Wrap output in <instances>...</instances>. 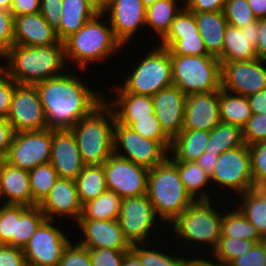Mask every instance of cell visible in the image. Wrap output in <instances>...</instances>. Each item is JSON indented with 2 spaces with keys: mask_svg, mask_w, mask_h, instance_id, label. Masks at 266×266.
Returning a JSON list of instances; mask_svg holds the SVG:
<instances>
[{
  "mask_svg": "<svg viewBox=\"0 0 266 266\" xmlns=\"http://www.w3.org/2000/svg\"><path fill=\"white\" fill-rule=\"evenodd\" d=\"M113 141L117 156L147 169L161 164L169 155V151L159 141L145 138L117 122L114 125Z\"/></svg>",
  "mask_w": 266,
  "mask_h": 266,
  "instance_id": "30bf717a",
  "label": "cell"
},
{
  "mask_svg": "<svg viewBox=\"0 0 266 266\" xmlns=\"http://www.w3.org/2000/svg\"><path fill=\"white\" fill-rule=\"evenodd\" d=\"M52 129L15 132L4 159L11 166L27 171L50 162Z\"/></svg>",
  "mask_w": 266,
  "mask_h": 266,
  "instance_id": "8fae6325",
  "label": "cell"
},
{
  "mask_svg": "<svg viewBox=\"0 0 266 266\" xmlns=\"http://www.w3.org/2000/svg\"><path fill=\"white\" fill-rule=\"evenodd\" d=\"M116 122L132 128L139 135L159 141L170 151L172 140L164 133L155 114L143 118H115Z\"/></svg>",
  "mask_w": 266,
  "mask_h": 266,
  "instance_id": "60d3db41",
  "label": "cell"
},
{
  "mask_svg": "<svg viewBox=\"0 0 266 266\" xmlns=\"http://www.w3.org/2000/svg\"><path fill=\"white\" fill-rule=\"evenodd\" d=\"M41 0H12L10 12L16 16L35 14L40 11Z\"/></svg>",
  "mask_w": 266,
  "mask_h": 266,
  "instance_id": "680465c9",
  "label": "cell"
},
{
  "mask_svg": "<svg viewBox=\"0 0 266 266\" xmlns=\"http://www.w3.org/2000/svg\"><path fill=\"white\" fill-rule=\"evenodd\" d=\"M115 122L113 110L104 101L69 128L85 165H103L114 153Z\"/></svg>",
  "mask_w": 266,
  "mask_h": 266,
  "instance_id": "277c9868",
  "label": "cell"
},
{
  "mask_svg": "<svg viewBox=\"0 0 266 266\" xmlns=\"http://www.w3.org/2000/svg\"><path fill=\"white\" fill-rule=\"evenodd\" d=\"M260 187L266 192V181Z\"/></svg>",
  "mask_w": 266,
  "mask_h": 266,
  "instance_id": "8c879c8a",
  "label": "cell"
},
{
  "mask_svg": "<svg viewBox=\"0 0 266 266\" xmlns=\"http://www.w3.org/2000/svg\"><path fill=\"white\" fill-rule=\"evenodd\" d=\"M45 215L38 206L16 205L15 236H12V247L24 249L30 237L45 220Z\"/></svg>",
  "mask_w": 266,
  "mask_h": 266,
  "instance_id": "e575fe53",
  "label": "cell"
},
{
  "mask_svg": "<svg viewBox=\"0 0 266 266\" xmlns=\"http://www.w3.org/2000/svg\"><path fill=\"white\" fill-rule=\"evenodd\" d=\"M149 246L147 243H138L131 246V251L139 258L143 266H185L186 257H184V252L181 253L183 256L175 255L161 247L156 250L155 248L158 245L155 247L151 245V248H148ZM160 249L163 251H159Z\"/></svg>",
  "mask_w": 266,
  "mask_h": 266,
  "instance_id": "b9f144b4",
  "label": "cell"
},
{
  "mask_svg": "<svg viewBox=\"0 0 266 266\" xmlns=\"http://www.w3.org/2000/svg\"><path fill=\"white\" fill-rule=\"evenodd\" d=\"M209 140V131L182 130L172 140L168 158L171 161H196L203 153Z\"/></svg>",
  "mask_w": 266,
  "mask_h": 266,
  "instance_id": "83f0119b",
  "label": "cell"
},
{
  "mask_svg": "<svg viewBox=\"0 0 266 266\" xmlns=\"http://www.w3.org/2000/svg\"><path fill=\"white\" fill-rule=\"evenodd\" d=\"M195 33H199L195 15L184 5L176 14L166 35H189Z\"/></svg>",
  "mask_w": 266,
  "mask_h": 266,
  "instance_id": "681fc988",
  "label": "cell"
},
{
  "mask_svg": "<svg viewBox=\"0 0 266 266\" xmlns=\"http://www.w3.org/2000/svg\"><path fill=\"white\" fill-rule=\"evenodd\" d=\"M104 14H107L113 33L123 46L132 41L140 28L146 27V7L141 0H110Z\"/></svg>",
  "mask_w": 266,
  "mask_h": 266,
  "instance_id": "e0dca14e",
  "label": "cell"
},
{
  "mask_svg": "<svg viewBox=\"0 0 266 266\" xmlns=\"http://www.w3.org/2000/svg\"><path fill=\"white\" fill-rule=\"evenodd\" d=\"M158 0L146 8V28H152L161 40L170 30L176 14L184 6L183 0Z\"/></svg>",
  "mask_w": 266,
  "mask_h": 266,
  "instance_id": "836d02e7",
  "label": "cell"
},
{
  "mask_svg": "<svg viewBox=\"0 0 266 266\" xmlns=\"http://www.w3.org/2000/svg\"><path fill=\"white\" fill-rule=\"evenodd\" d=\"M158 219L160 218L147 195L122 199L118 222L124 237L131 245L147 242L149 244L152 238L150 236L153 235L151 232L155 230L157 223L164 224L162 221L157 222Z\"/></svg>",
  "mask_w": 266,
  "mask_h": 266,
  "instance_id": "4fadbf2b",
  "label": "cell"
},
{
  "mask_svg": "<svg viewBox=\"0 0 266 266\" xmlns=\"http://www.w3.org/2000/svg\"><path fill=\"white\" fill-rule=\"evenodd\" d=\"M59 178L75 180L83 170L75 136L70 129H52V148L49 162Z\"/></svg>",
  "mask_w": 266,
  "mask_h": 266,
  "instance_id": "44dd1931",
  "label": "cell"
},
{
  "mask_svg": "<svg viewBox=\"0 0 266 266\" xmlns=\"http://www.w3.org/2000/svg\"><path fill=\"white\" fill-rule=\"evenodd\" d=\"M16 205L3 204L0 213V245L12 246V236H15Z\"/></svg>",
  "mask_w": 266,
  "mask_h": 266,
  "instance_id": "c3c4849f",
  "label": "cell"
},
{
  "mask_svg": "<svg viewBox=\"0 0 266 266\" xmlns=\"http://www.w3.org/2000/svg\"><path fill=\"white\" fill-rule=\"evenodd\" d=\"M172 85L187 96L221 89V62L212 55H170Z\"/></svg>",
  "mask_w": 266,
  "mask_h": 266,
  "instance_id": "52a82bcc",
  "label": "cell"
},
{
  "mask_svg": "<svg viewBox=\"0 0 266 266\" xmlns=\"http://www.w3.org/2000/svg\"><path fill=\"white\" fill-rule=\"evenodd\" d=\"M141 1H142V4L147 8L151 5H153L158 0H141Z\"/></svg>",
  "mask_w": 266,
  "mask_h": 266,
  "instance_id": "2644e50d",
  "label": "cell"
},
{
  "mask_svg": "<svg viewBox=\"0 0 266 266\" xmlns=\"http://www.w3.org/2000/svg\"><path fill=\"white\" fill-rule=\"evenodd\" d=\"M58 266H92L89 249L70 241L65 247Z\"/></svg>",
  "mask_w": 266,
  "mask_h": 266,
  "instance_id": "7dc6e473",
  "label": "cell"
},
{
  "mask_svg": "<svg viewBox=\"0 0 266 266\" xmlns=\"http://www.w3.org/2000/svg\"><path fill=\"white\" fill-rule=\"evenodd\" d=\"M242 138L248 146L266 142V114H252L242 128Z\"/></svg>",
  "mask_w": 266,
  "mask_h": 266,
  "instance_id": "bcb514c9",
  "label": "cell"
},
{
  "mask_svg": "<svg viewBox=\"0 0 266 266\" xmlns=\"http://www.w3.org/2000/svg\"><path fill=\"white\" fill-rule=\"evenodd\" d=\"M144 55L119 87L127 93L152 97L158 91L172 86L170 52L157 45Z\"/></svg>",
  "mask_w": 266,
  "mask_h": 266,
  "instance_id": "ba28073f",
  "label": "cell"
},
{
  "mask_svg": "<svg viewBox=\"0 0 266 266\" xmlns=\"http://www.w3.org/2000/svg\"><path fill=\"white\" fill-rule=\"evenodd\" d=\"M217 204L219 208L223 207V215H222V227H221V237H230L236 239H245V240H253L258 242L263 241V237L257 231L255 226L245 218V216L239 211V209L235 206ZM233 208H229V207ZM231 209V210H230Z\"/></svg>",
  "mask_w": 266,
  "mask_h": 266,
  "instance_id": "1f68e13d",
  "label": "cell"
},
{
  "mask_svg": "<svg viewBox=\"0 0 266 266\" xmlns=\"http://www.w3.org/2000/svg\"><path fill=\"white\" fill-rule=\"evenodd\" d=\"M146 195L156 215L163 223L167 222L166 225L194 201L183 186L177 166L168 157L149 169Z\"/></svg>",
  "mask_w": 266,
  "mask_h": 266,
  "instance_id": "8992f818",
  "label": "cell"
},
{
  "mask_svg": "<svg viewBox=\"0 0 266 266\" xmlns=\"http://www.w3.org/2000/svg\"><path fill=\"white\" fill-rule=\"evenodd\" d=\"M258 42L255 47L257 58L266 62V19L258 20Z\"/></svg>",
  "mask_w": 266,
  "mask_h": 266,
  "instance_id": "6125c7cd",
  "label": "cell"
},
{
  "mask_svg": "<svg viewBox=\"0 0 266 266\" xmlns=\"http://www.w3.org/2000/svg\"><path fill=\"white\" fill-rule=\"evenodd\" d=\"M228 266H266L264 241L256 243L252 249L235 258Z\"/></svg>",
  "mask_w": 266,
  "mask_h": 266,
  "instance_id": "816d5d0a",
  "label": "cell"
},
{
  "mask_svg": "<svg viewBox=\"0 0 266 266\" xmlns=\"http://www.w3.org/2000/svg\"><path fill=\"white\" fill-rule=\"evenodd\" d=\"M198 32L203 38L207 53L222 62V45L227 20L223 11L194 13Z\"/></svg>",
  "mask_w": 266,
  "mask_h": 266,
  "instance_id": "4316f807",
  "label": "cell"
},
{
  "mask_svg": "<svg viewBox=\"0 0 266 266\" xmlns=\"http://www.w3.org/2000/svg\"><path fill=\"white\" fill-rule=\"evenodd\" d=\"M6 118L15 132L49 128L35 85H16Z\"/></svg>",
  "mask_w": 266,
  "mask_h": 266,
  "instance_id": "2e32d148",
  "label": "cell"
},
{
  "mask_svg": "<svg viewBox=\"0 0 266 266\" xmlns=\"http://www.w3.org/2000/svg\"><path fill=\"white\" fill-rule=\"evenodd\" d=\"M160 46L167 48L170 55H209L203 38L199 33L189 35H165Z\"/></svg>",
  "mask_w": 266,
  "mask_h": 266,
  "instance_id": "ab89813d",
  "label": "cell"
},
{
  "mask_svg": "<svg viewBox=\"0 0 266 266\" xmlns=\"http://www.w3.org/2000/svg\"><path fill=\"white\" fill-rule=\"evenodd\" d=\"M106 187L122 198L147 194L149 169L113 153L103 164Z\"/></svg>",
  "mask_w": 266,
  "mask_h": 266,
  "instance_id": "5bb4252c",
  "label": "cell"
},
{
  "mask_svg": "<svg viewBox=\"0 0 266 266\" xmlns=\"http://www.w3.org/2000/svg\"><path fill=\"white\" fill-rule=\"evenodd\" d=\"M212 199L194 200L189 207L169 223L173 228L171 230L173 235H176L175 240L181 238V241L186 243L185 246L191 244L188 248L192 245L195 247L201 245L207 248L208 245L211 249H206V252L210 250L212 253L221 237L223 215L222 208L217 211L215 199L213 197Z\"/></svg>",
  "mask_w": 266,
  "mask_h": 266,
  "instance_id": "5b68a950",
  "label": "cell"
},
{
  "mask_svg": "<svg viewBox=\"0 0 266 266\" xmlns=\"http://www.w3.org/2000/svg\"><path fill=\"white\" fill-rule=\"evenodd\" d=\"M266 62L259 58L248 61L221 62V89L248 97L266 88Z\"/></svg>",
  "mask_w": 266,
  "mask_h": 266,
  "instance_id": "9a60e30c",
  "label": "cell"
},
{
  "mask_svg": "<svg viewBox=\"0 0 266 266\" xmlns=\"http://www.w3.org/2000/svg\"><path fill=\"white\" fill-rule=\"evenodd\" d=\"M2 205H3V203H2V202H0V213H1V208H2Z\"/></svg>",
  "mask_w": 266,
  "mask_h": 266,
  "instance_id": "34e18365",
  "label": "cell"
},
{
  "mask_svg": "<svg viewBox=\"0 0 266 266\" xmlns=\"http://www.w3.org/2000/svg\"><path fill=\"white\" fill-rule=\"evenodd\" d=\"M3 161H4V159L0 156V167H1V164Z\"/></svg>",
  "mask_w": 266,
  "mask_h": 266,
  "instance_id": "753ad0ef",
  "label": "cell"
},
{
  "mask_svg": "<svg viewBox=\"0 0 266 266\" xmlns=\"http://www.w3.org/2000/svg\"><path fill=\"white\" fill-rule=\"evenodd\" d=\"M5 64L0 67L17 84L35 85L68 70L64 45L59 42L50 46H19L13 44L1 57Z\"/></svg>",
  "mask_w": 266,
  "mask_h": 266,
  "instance_id": "7a4b0ae2",
  "label": "cell"
},
{
  "mask_svg": "<svg viewBox=\"0 0 266 266\" xmlns=\"http://www.w3.org/2000/svg\"><path fill=\"white\" fill-rule=\"evenodd\" d=\"M122 199L115 192L107 190L83 205L79 220H118Z\"/></svg>",
  "mask_w": 266,
  "mask_h": 266,
  "instance_id": "d590c367",
  "label": "cell"
},
{
  "mask_svg": "<svg viewBox=\"0 0 266 266\" xmlns=\"http://www.w3.org/2000/svg\"><path fill=\"white\" fill-rule=\"evenodd\" d=\"M0 266H27L23 249L0 245Z\"/></svg>",
  "mask_w": 266,
  "mask_h": 266,
  "instance_id": "9f6ffc18",
  "label": "cell"
},
{
  "mask_svg": "<svg viewBox=\"0 0 266 266\" xmlns=\"http://www.w3.org/2000/svg\"><path fill=\"white\" fill-rule=\"evenodd\" d=\"M122 266H143L139 258L130 250L124 257Z\"/></svg>",
  "mask_w": 266,
  "mask_h": 266,
  "instance_id": "a7ac6f4b",
  "label": "cell"
},
{
  "mask_svg": "<svg viewBox=\"0 0 266 266\" xmlns=\"http://www.w3.org/2000/svg\"><path fill=\"white\" fill-rule=\"evenodd\" d=\"M32 195V207L38 206L59 179L58 173L50 163L38 165L28 171Z\"/></svg>",
  "mask_w": 266,
  "mask_h": 266,
  "instance_id": "f35d334b",
  "label": "cell"
},
{
  "mask_svg": "<svg viewBox=\"0 0 266 266\" xmlns=\"http://www.w3.org/2000/svg\"><path fill=\"white\" fill-rule=\"evenodd\" d=\"M227 0H187L184 5L193 13L223 11Z\"/></svg>",
  "mask_w": 266,
  "mask_h": 266,
  "instance_id": "6f0895ef",
  "label": "cell"
},
{
  "mask_svg": "<svg viewBox=\"0 0 266 266\" xmlns=\"http://www.w3.org/2000/svg\"><path fill=\"white\" fill-rule=\"evenodd\" d=\"M251 171L255 187H260L266 181V142L249 146Z\"/></svg>",
  "mask_w": 266,
  "mask_h": 266,
  "instance_id": "f6af8a7d",
  "label": "cell"
},
{
  "mask_svg": "<svg viewBox=\"0 0 266 266\" xmlns=\"http://www.w3.org/2000/svg\"><path fill=\"white\" fill-rule=\"evenodd\" d=\"M73 74L66 70L35 84L50 129H69L104 102L105 94Z\"/></svg>",
  "mask_w": 266,
  "mask_h": 266,
  "instance_id": "6da1fadb",
  "label": "cell"
},
{
  "mask_svg": "<svg viewBox=\"0 0 266 266\" xmlns=\"http://www.w3.org/2000/svg\"><path fill=\"white\" fill-rule=\"evenodd\" d=\"M219 112L222 122L239 126L241 129L252 116L247 97L223 89L219 90Z\"/></svg>",
  "mask_w": 266,
  "mask_h": 266,
  "instance_id": "d6a6232c",
  "label": "cell"
},
{
  "mask_svg": "<svg viewBox=\"0 0 266 266\" xmlns=\"http://www.w3.org/2000/svg\"><path fill=\"white\" fill-rule=\"evenodd\" d=\"M15 131L6 117H0V156L5 159Z\"/></svg>",
  "mask_w": 266,
  "mask_h": 266,
  "instance_id": "91938a15",
  "label": "cell"
},
{
  "mask_svg": "<svg viewBox=\"0 0 266 266\" xmlns=\"http://www.w3.org/2000/svg\"><path fill=\"white\" fill-rule=\"evenodd\" d=\"M1 201L3 204L32 207L30 177L27 170L11 166L5 161L2 162L0 167Z\"/></svg>",
  "mask_w": 266,
  "mask_h": 266,
  "instance_id": "d4e9b609",
  "label": "cell"
},
{
  "mask_svg": "<svg viewBox=\"0 0 266 266\" xmlns=\"http://www.w3.org/2000/svg\"><path fill=\"white\" fill-rule=\"evenodd\" d=\"M38 207L46 219L56 220V217L64 216L77 222L82 216L83 205L79 200L75 180L59 178Z\"/></svg>",
  "mask_w": 266,
  "mask_h": 266,
  "instance_id": "ac0fdd59",
  "label": "cell"
},
{
  "mask_svg": "<svg viewBox=\"0 0 266 266\" xmlns=\"http://www.w3.org/2000/svg\"><path fill=\"white\" fill-rule=\"evenodd\" d=\"M258 20L242 28L226 25L222 61L238 62L256 59L255 47L258 42Z\"/></svg>",
  "mask_w": 266,
  "mask_h": 266,
  "instance_id": "cb8c5ba5",
  "label": "cell"
},
{
  "mask_svg": "<svg viewBox=\"0 0 266 266\" xmlns=\"http://www.w3.org/2000/svg\"><path fill=\"white\" fill-rule=\"evenodd\" d=\"M244 144L242 129L239 126L220 122L209 132L205 153L221 155L225 151Z\"/></svg>",
  "mask_w": 266,
  "mask_h": 266,
  "instance_id": "74e56055",
  "label": "cell"
},
{
  "mask_svg": "<svg viewBox=\"0 0 266 266\" xmlns=\"http://www.w3.org/2000/svg\"><path fill=\"white\" fill-rule=\"evenodd\" d=\"M110 91H113L116 96L109 101L104 97V101L113 110L115 118H143L154 114L151 96L127 93L118 85H114Z\"/></svg>",
  "mask_w": 266,
  "mask_h": 266,
  "instance_id": "484cf974",
  "label": "cell"
},
{
  "mask_svg": "<svg viewBox=\"0 0 266 266\" xmlns=\"http://www.w3.org/2000/svg\"><path fill=\"white\" fill-rule=\"evenodd\" d=\"M218 157L216 154L203 153L195 162L211 177Z\"/></svg>",
  "mask_w": 266,
  "mask_h": 266,
  "instance_id": "be15d7a7",
  "label": "cell"
},
{
  "mask_svg": "<svg viewBox=\"0 0 266 266\" xmlns=\"http://www.w3.org/2000/svg\"><path fill=\"white\" fill-rule=\"evenodd\" d=\"M223 12L227 23L237 28L257 21L247 0H227Z\"/></svg>",
  "mask_w": 266,
  "mask_h": 266,
  "instance_id": "ee69618b",
  "label": "cell"
},
{
  "mask_svg": "<svg viewBox=\"0 0 266 266\" xmlns=\"http://www.w3.org/2000/svg\"><path fill=\"white\" fill-rule=\"evenodd\" d=\"M256 241L243 240L230 237H220L216 248L212 251L210 256L213 260L219 261L221 264L228 266L235 258L245 254L254 247Z\"/></svg>",
  "mask_w": 266,
  "mask_h": 266,
  "instance_id": "7bdbcfd3",
  "label": "cell"
},
{
  "mask_svg": "<svg viewBox=\"0 0 266 266\" xmlns=\"http://www.w3.org/2000/svg\"><path fill=\"white\" fill-rule=\"evenodd\" d=\"M128 252L110 248L89 249L92 266H122L124 257Z\"/></svg>",
  "mask_w": 266,
  "mask_h": 266,
  "instance_id": "f907efd6",
  "label": "cell"
},
{
  "mask_svg": "<svg viewBox=\"0 0 266 266\" xmlns=\"http://www.w3.org/2000/svg\"><path fill=\"white\" fill-rule=\"evenodd\" d=\"M59 42L56 31L40 13L14 17L13 44L19 46H50Z\"/></svg>",
  "mask_w": 266,
  "mask_h": 266,
  "instance_id": "603a6c76",
  "label": "cell"
},
{
  "mask_svg": "<svg viewBox=\"0 0 266 266\" xmlns=\"http://www.w3.org/2000/svg\"><path fill=\"white\" fill-rule=\"evenodd\" d=\"M97 13H104L109 6L110 0H85Z\"/></svg>",
  "mask_w": 266,
  "mask_h": 266,
  "instance_id": "003e7915",
  "label": "cell"
},
{
  "mask_svg": "<svg viewBox=\"0 0 266 266\" xmlns=\"http://www.w3.org/2000/svg\"><path fill=\"white\" fill-rule=\"evenodd\" d=\"M12 0H0V9L10 11Z\"/></svg>",
  "mask_w": 266,
  "mask_h": 266,
  "instance_id": "89a4df30",
  "label": "cell"
},
{
  "mask_svg": "<svg viewBox=\"0 0 266 266\" xmlns=\"http://www.w3.org/2000/svg\"><path fill=\"white\" fill-rule=\"evenodd\" d=\"M76 225L84 236L78 243L88 249L131 250L132 245L124 237L118 220H78Z\"/></svg>",
  "mask_w": 266,
  "mask_h": 266,
  "instance_id": "ffe728a7",
  "label": "cell"
},
{
  "mask_svg": "<svg viewBox=\"0 0 266 266\" xmlns=\"http://www.w3.org/2000/svg\"><path fill=\"white\" fill-rule=\"evenodd\" d=\"M13 23L12 13L0 9V58L13 45Z\"/></svg>",
  "mask_w": 266,
  "mask_h": 266,
  "instance_id": "db71d44e",
  "label": "cell"
},
{
  "mask_svg": "<svg viewBox=\"0 0 266 266\" xmlns=\"http://www.w3.org/2000/svg\"><path fill=\"white\" fill-rule=\"evenodd\" d=\"M247 98L252 114H266V88Z\"/></svg>",
  "mask_w": 266,
  "mask_h": 266,
  "instance_id": "94428289",
  "label": "cell"
},
{
  "mask_svg": "<svg viewBox=\"0 0 266 266\" xmlns=\"http://www.w3.org/2000/svg\"><path fill=\"white\" fill-rule=\"evenodd\" d=\"M212 182L215 184V190L218 187V189L221 187L220 190L226 187L224 190L229 191L230 189V194L233 192L236 195L243 194L255 187L252 178L249 146L246 143L219 155L211 176Z\"/></svg>",
  "mask_w": 266,
  "mask_h": 266,
  "instance_id": "9c48e42d",
  "label": "cell"
},
{
  "mask_svg": "<svg viewBox=\"0 0 266 266\" xmlns=\"http://www.w3.org/2000/svg\"><path fill=\"white\" fill-rule=\"evenodd\" d=\"M17 83L0 67V117H7Z\"/></svg>",
  "mask_w": 266,
  "mask_h": 266,
  "instance_id": "f5cc1de1",
  "label": "cell"
},
{
  "mask_svg": "<svg viewBox=\"0 0 266 266\" xmlns=\"http://www.w3.org/2000/svg\"><path fill=\"white\" fill-rule=\"evenodd\" d=\"M220 120L219 90L188 95L185 103L183 130L211 131Z\"/></svg>",
  "mask_w": 266,
  "mask_h": 266,
  "instance_id": "7402d4cb",
  "label": "cell"
},
{
  "mask_svg": "<svg viewBox=\"0 0 266 266\" xmlns=\"http://www.w3.org/2000/svg\"><path fill=\"white\" fill-rule=\"evenodd\" d=\"M178 168L183 186L194 200H210L212 197L211 177L195 162L172 161ZM208 183V184H207ZM210 184V185H209ZM211 187L209 189V187ZM211 190V195L208 190Z\"/></svg>",
  "mask_w": 266,
  "mask_h": 266,
  "instance_id": "f546056e",
  "label": "cell"
},
{
  "mask_svg": "<svg viewBox=\"0 0 266 266\" xmlns=\"http://www.w3.org/2000/svg\"><path fill=\"white\" fill-rule=\"evenodd\" d=\"M97 12L85 0H62V11L57 36L63 42L70 35L76 33Z\"/></svg>",
  "mask_w": 266,
  "mask_h": 266,
  "instance_id": "f1b7e54d",
  "label": "cell"
},
{
  "mask_svg": "<svg viewBox=\"0 0 266 266\" xmlns=\"http://www.w3.org/2000/svg\"><path fill=\"white\" fill-rule=\"evenodd\" d=\"M105 16L104 13H97L76 33L63 41L66 64L72 60L71 64L76 63L79 71L84 72L92 63H104L123 49Z\"/></svg>",
  "mask_w": 266,
  "mask_h": 266,
  "instance_id": "3957f363",
  "label": "cell"
},
{
  "mask_svg": "<svg viewBox=\"0 0 266 266\" xmlns=\"http://www.w3.org/2000/svg\"><path fill=\"white\" fill-rule=\"evenodd\" d=\"M186 98L187 95L173 85L152 96L154 114L171 140L183 130Z\"/></svg>",
  "mask_w": 266,
  "mask_h": 266,
  "instance_id": "d6986e66",
  "label": "cell"
},
{
  "mask_svg": "<svg viewBox=\"0 0 266 266\" xmlns=\"http://www.w3.org/2000/svg\"><path fill=\"white\" fill-rule=\"evenodd\" d=\"M257 20L266 19V0H247Z\"/></svg>",
  "mask_w": 266,
  "mask_h": 266,
  "instance_id": "03108f58",
  "label": "cell"
},
{
  "mask_svg": "<svg viewBox=\"0 0 266 266\" xmlns=\"http://www.w3.org/2000/svg\"><path fill=\"white\" fill-rule=\"evenodd\" d=\"M62 0H41L39 13L57 31L60 25Z\"/></svg>",
  "mask_w": 266,
  "mask_h": 266,
  "instance_id": "11a10c76",
  "label": "cell"
},
{
  "mask_svg": "<svg viewBox=\"0 0 266 266\" xmlns=\"http://www.w3.org/2000/svg\"><path fill=\"white\" fill-rule=\"evenodd\" d=\"M53 222L55 220L45 219L24 247L27 266H58L70 239L68 233Z\"/></svg>",
  "mask_w": 266,
  "mask_h": 266,
  "instance_id": "7c38bea8",
  "label": "cell"
},
{
  "mask_svg": "<svg viewBox=\"0 0 266 266\" xmlns=\"http://www.w3.org/2000/svg\"><path fill=\"white\" fill-rule=\"evenodd\" d=\"M238 196L240 202H234L235 207L255 226L263 238L266 237V192L261 187H254Z\"/></svg>",
  "mask_w": 266,
  "mask_h": 266,
  "instance_id": "4dcf8cb0",
  "label": "cell"
},
{
  "mask_svg": "<svg viewBox=\"0 0 266 266\" xmlns=\"http://www.w3.org/2000/svg\"><path fill=\"white\" fill-rule=\"evenodd\" d=\"M195 256L194 254L192 255L193 257H190L189 259L187 258L188 256L186 255V259H185V266H225L223 264H221L219 261L217 262V260H212V258H210L211 256H209V258L205 257H200L196 254L195 252ZM192 258V259H191ZM206 258V259H205ZM211 259V260H209Z\"/></svg>",
  "mask_w": 266,
  "mask_h": 266,
  "instance_id": "e7e4bbea",
  "label": "cell"
},
{
  "mask_svg": "<svg viewBox=\"0 0 266 266\" xmlns=\"http://www.w3.org/2000/svg\"><path fill=\"white\" fill-rule=\"evenodd\" d=\"M75 183L82 205L105 193L107 187L103 165H85Z\"/></svg>",
  "mask_w": 266,
  "mask_h": 266,
  "instance_id": "8d00e7d4",
  "label": "cell"
}]
</instances>
